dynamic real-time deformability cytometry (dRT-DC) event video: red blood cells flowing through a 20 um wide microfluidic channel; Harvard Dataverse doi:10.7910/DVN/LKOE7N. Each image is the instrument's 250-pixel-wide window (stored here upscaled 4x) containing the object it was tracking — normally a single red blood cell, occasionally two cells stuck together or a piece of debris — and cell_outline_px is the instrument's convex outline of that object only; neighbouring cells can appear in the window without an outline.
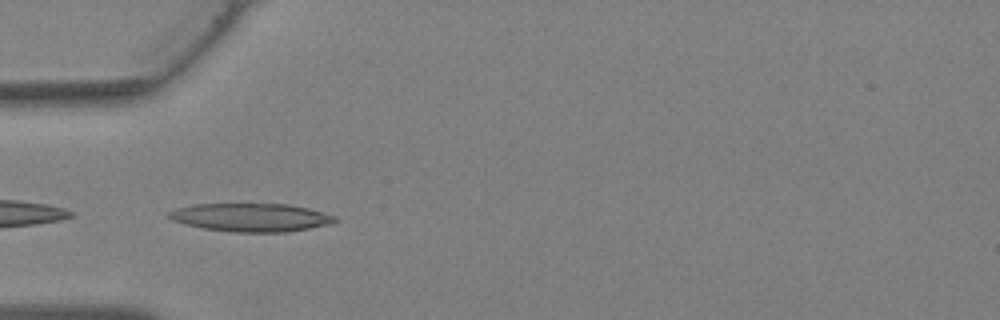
{"species": "Egyptian fruit bat (a non-hibernating species)", "species_latin": "Rousettus aegyptiacus", "temperature_condition": "warm", "stored_images_in_passage": 30, "camera_frame_rate_fps": 3000, "um_per_image_px": 0.085, "animal": {"sex": "female"}, "frame": {"image": 1, "passage_image": 4, "time_ms": 1.0, "image_size_px": [1000, 320], "cell_outline_px": [[340, 220], [332, 224], [284, 232], [236, 232], [204, 228], [172, 220], [168, 216], [168, 212], [176, 208], [192, 204], [288, 204], [308, 208], [336, 216]], "centroid_in_image_um": [21.37, 18.47], "position_along_channel_um": 63.6, "area_um2": 27.22}}
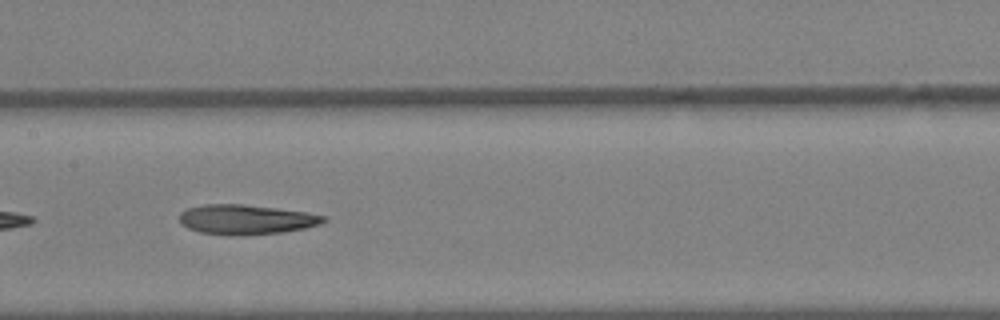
{"frame": {"image": 2, "passage_image": 11, "time_ms": 3.333, "image_size_px": [1000, 320], "cell_outline_px": [[328, 220], [320, 224], [304, 228], [284, 232], [228, 236], [200, 232], [188, 228], [180, 220], [180, 212], [188, 208], [204, 204], [240, 204], [276, 208], [304, 212], [324, 216]], "centroid_in_image_um": [20.9, 18.66], "position_along_channel_um": 186.5, "area_um2": 24.8}}
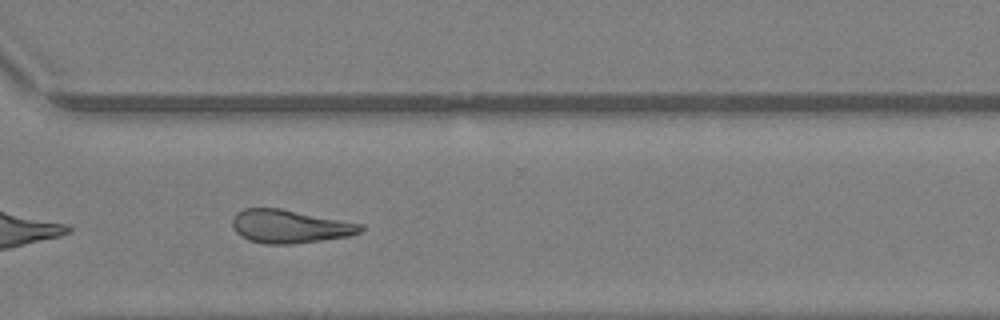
{"frame": {"image": 3, "passage_image": 20, "time_ms": 6.333, "image_size_px": [1000, 320], "cell_outline_px": [[364, 228], [360, 232], [348, 236], [320, 240], [288, 244], [264, 244], [248, 240], [240, 236], [232, 228], [232, 216], [236, 212], [244, 208], [280, 208], [364, 224]], "centroid_in_image_um": [24.58, 19.24], "position_along_channel_um": 346.0, "area_um2": 24.97}}